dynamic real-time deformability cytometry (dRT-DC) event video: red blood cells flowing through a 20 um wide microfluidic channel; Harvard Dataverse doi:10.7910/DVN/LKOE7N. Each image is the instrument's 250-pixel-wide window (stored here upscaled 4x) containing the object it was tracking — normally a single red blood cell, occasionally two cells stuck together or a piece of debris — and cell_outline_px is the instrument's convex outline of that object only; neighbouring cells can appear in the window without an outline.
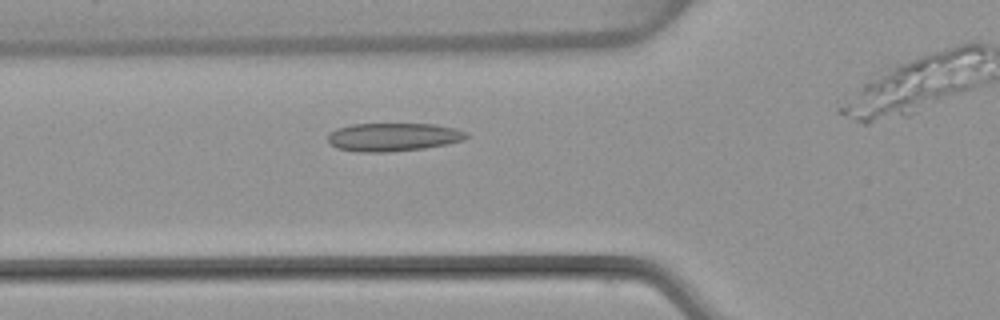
{"species": "common noctule bat (a hibernating species)", "species_latin": "Nyctalus noctula", "temperature_condition": "warm", "stored_images_in_passage": 34, "camera_frame_rate_fps": 3000, "um_per_image_px": 0.085, "animal": {"sex": "female", "body_mass_g": 22.7, "forearm_length_mm": 54.2}, "frame": {"image": 1, "passage_image": 6, "time_ms": 1.667, "image_size_px": [1000, 320], "cell_outline_px": [[468, 136], [464, 140], [448, 144], [424, 148], [388, 152], [360, 152], [336, 148], [328, 140], [328, 136], [336, 128], [352, 124], [436, 124], [468, 132]], "centroid_in_image_um": [33.44, 11.65], "position_along_channel_um": 92.4, "area_um2": 22.77}}
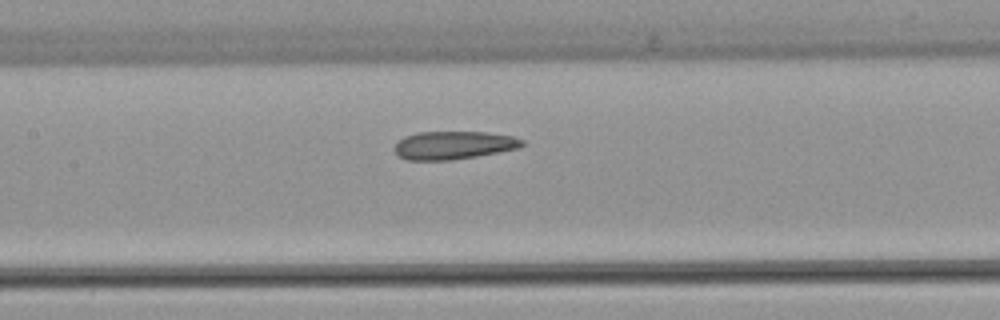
{"frame": {"image": 2, "passage_image": 12, "time_ms": 3.667, "image_size_px": [1000, 320], "cell_outline_px": [[524, 144], [520, 148], [500, 152], [452, 160], [404, 160], [396, 156], [392, 148], [404, 136], [416, 132], [488, 132], [512, 136], [524, 140]], "centroid_in_image_um": [38.52, 12.35], "position_along_channel_um": 168.9, "area_um2": 21.21}}
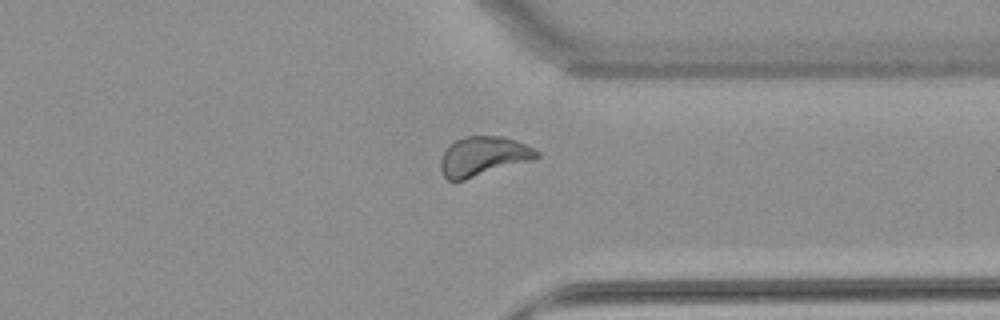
{"frame": {"image": 3, "passage_image": 28, "time_ms": 9.0, "image_size_px": [1000, 320], "cell_outline_px": [[540, 156], [532, 160], [464, 180], [448, 180], [444, 176], [440, 168], [440, 160], [444, 152], [456, 140], [464, 136], [500, 136], [516, 140], [540, 152]], "centroid_in_image_um": [41.07, 13.28], "position_along_channel_um": 370.3, "area_um2": 21.79}, "authors_computed_cell_mechanics": {"area_um2": 21.5883, "velocity_mm_per_s": 3.805, "shape_relaxation_time_tau1_ms": null, "shape_relaxation_time_tau2_ms": 2.2119, "deformation_change_tau1": null, "deformation_change_tau2": 0.0826}}